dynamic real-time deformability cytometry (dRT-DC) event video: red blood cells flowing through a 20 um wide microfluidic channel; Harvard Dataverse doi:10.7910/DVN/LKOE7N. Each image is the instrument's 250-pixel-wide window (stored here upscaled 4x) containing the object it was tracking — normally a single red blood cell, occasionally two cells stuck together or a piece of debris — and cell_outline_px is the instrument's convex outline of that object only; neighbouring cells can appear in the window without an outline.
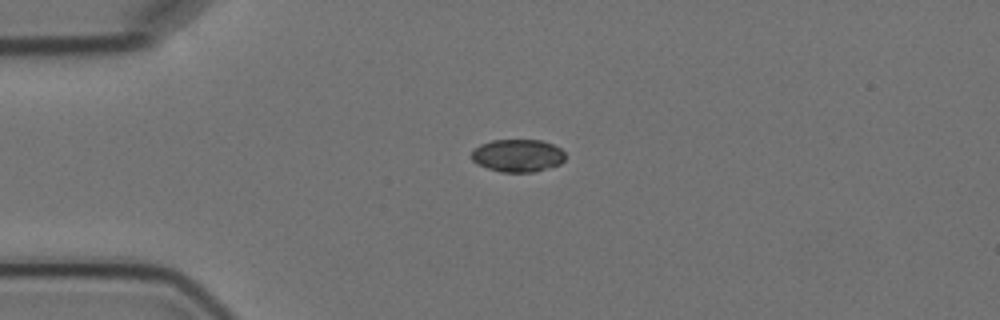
{"species": "Egyptian fruit bat (a non-hibernating species)", "species_latin": "Rousettus aegyptiacus", "temperature_condition": "cold", "stored_images_in_passage": 4, "camera_frame_rate_fps": 3000, "um_per_image_px": 0.085, "animal": {"sex": "female"}, "frame": {"image": 1, "passage_image": 2, "time_ms": 2.0, "image_size_px": [1000, 320], "cell_outline_px": [[564, 160], [560, 164], [548, 168], [532, 172], [500, 172], [488, 168], [472, 160], [472, 152], [480, 144], [492, 140], [540, 140], [552, 144], [560, 148], [564, 152]], "centroid_in_image_um": [44.02, 13.22], "position_along_channel_um": 41.0, "area_um2": 17.69}}
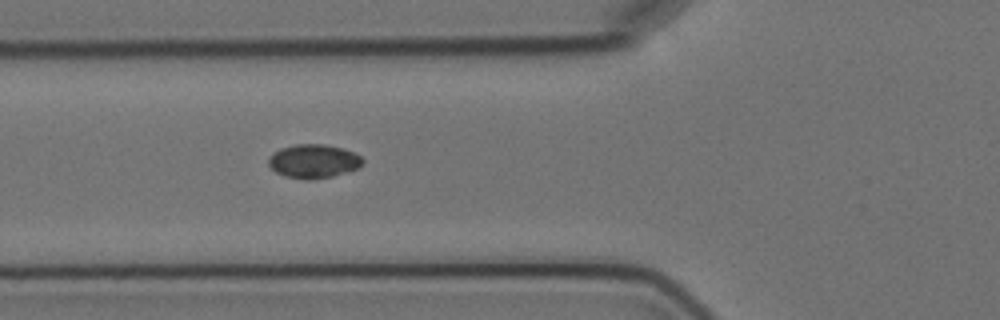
{"frame": {"image": 2, "passage_image": 4, "time_ms": 4.333, "image_size_px": [1000, 320], "cell_outline_px": [[364, 160], [356, 168], [348, 172], [332, 176], [312, 180], [308, 180], [284, 176], [276, 172], [268, 164], [268, 156], [272, 152], [280, 148], [296, 144], [324, 144], [344, 148], [360, 156]], "centroid_in_image_um": [26.61, 13.7], "position_along_channel_um": 99.2, "area_um2": 18.61}}